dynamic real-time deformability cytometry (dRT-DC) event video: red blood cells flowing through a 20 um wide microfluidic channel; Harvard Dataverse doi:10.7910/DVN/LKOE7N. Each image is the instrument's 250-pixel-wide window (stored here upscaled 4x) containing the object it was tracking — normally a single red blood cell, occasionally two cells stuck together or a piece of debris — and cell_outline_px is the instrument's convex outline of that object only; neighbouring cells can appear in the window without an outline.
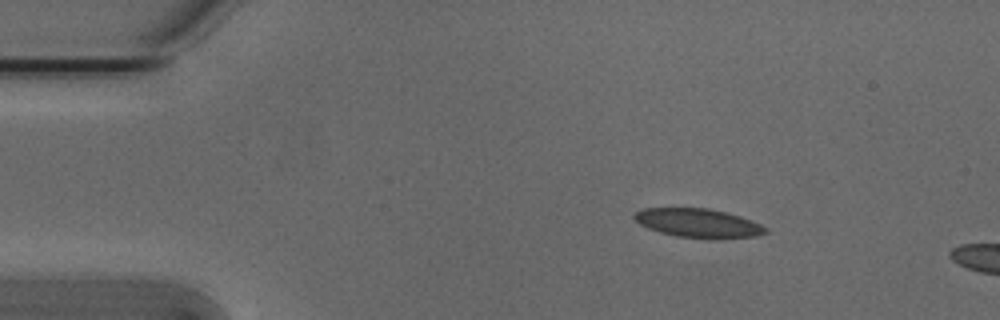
{"species": "Egyptian fruit bat (a non-hibernating species)", "species_latin": "Rousettus aegyptiacus", "temperature_condition": "cold", "stored_images_in_passage": 14, "camera_frame_rate_fps": 3000, "um_per_image_px": 0.085, "animal": {"sex": "male"}, "frame": {"image": 1, "passage_image": 7, "time_ms": 2.0, "image_size_px": [1000, 320], "cell_outline_px": [[768, 232], [756, 236], [720, 240], [708, 240], [676, 236], [660, 232], [648, 228], [640, 224], [632, 216], [636, 212], [644, 208], [708, 208], [740, 216], [760, 224], [768, 228]], "centroid_in_image_um": [59.38, 18.99], "position_along_channel_um": 25.6, "area_um2": 22.43}}